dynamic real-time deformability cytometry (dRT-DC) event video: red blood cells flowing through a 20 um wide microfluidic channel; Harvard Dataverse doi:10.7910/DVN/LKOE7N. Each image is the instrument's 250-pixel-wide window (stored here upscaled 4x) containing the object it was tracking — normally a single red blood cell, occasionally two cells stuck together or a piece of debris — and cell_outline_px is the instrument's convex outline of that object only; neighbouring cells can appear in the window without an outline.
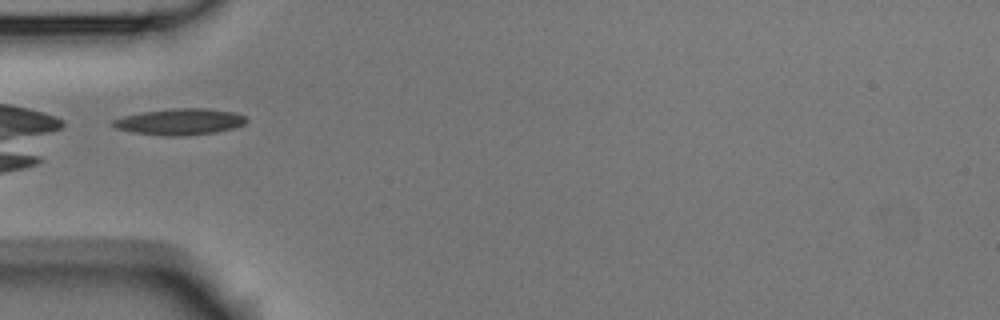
{"species": "Egyptian fruit bat (a non-hibernating species)", "species_latin": "Rousettus aegyptiacus", "temperature_condition": "room temperature", "stored_images_in_passage": 4, "camera_frame_rate_fps": 3000, "um_per_image_px": 0.085, "animal": {"sex": "male"}, "frame": {"image": 1, "passage_image": 4, "time_ms": 1.0, "image_size_px": [1000, 320], "cell_outline_px": [[248, 120], [244, 124], [232, 128], [216, 132], [184, 136], [164, 136], [132, 132], [116, 128], [112, 124], [112, 120], [124, 116], [140, 112], [176, 108], [204, 108], [236, 112], [244, 116]], "centroid_in_image_um": [15.29, 10.35], "position_along_channel_um": 69.7, "area_um2": 20.46}}